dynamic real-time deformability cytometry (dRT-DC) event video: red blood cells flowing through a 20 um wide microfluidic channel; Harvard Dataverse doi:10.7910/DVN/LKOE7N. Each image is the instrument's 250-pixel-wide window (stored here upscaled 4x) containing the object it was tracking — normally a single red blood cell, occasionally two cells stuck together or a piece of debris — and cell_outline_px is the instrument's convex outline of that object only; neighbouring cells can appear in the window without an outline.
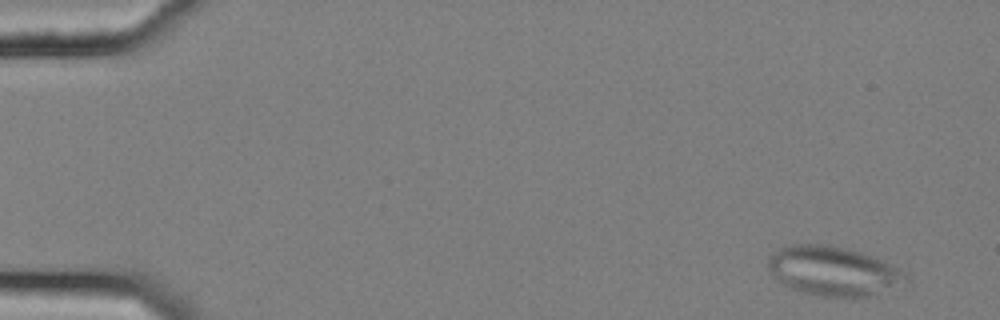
{"species": "common noctule bat (a hibernating species)", "species_latin": "Nyctalus noctula", "temperature_condition": "cold", "stored_images_in_passage": 53, "camera_frame_rate_fps": 3000, "um_per_image_px": 0.085, "animal": {"sex": "female", "body_mass_g": 25.1}, "frame": {"image": 1, "passage_image": 1, "time_ms": 0.0, "image_size_px": [1000, 320], "cell_outline_px": [[908, 280], [868, 296], [816, 296], [788, 288], [776, 280], [768, 268], [768, 256], [772, 252], [780, 248], [792, 244], [832, 244], [848, 248], [872, 256], [900, 268], [908, 272]], "centroid_in_image_um": [70.76, 23.01], "position_along_channel_um": 14.2, "area_um2": 39.59}}